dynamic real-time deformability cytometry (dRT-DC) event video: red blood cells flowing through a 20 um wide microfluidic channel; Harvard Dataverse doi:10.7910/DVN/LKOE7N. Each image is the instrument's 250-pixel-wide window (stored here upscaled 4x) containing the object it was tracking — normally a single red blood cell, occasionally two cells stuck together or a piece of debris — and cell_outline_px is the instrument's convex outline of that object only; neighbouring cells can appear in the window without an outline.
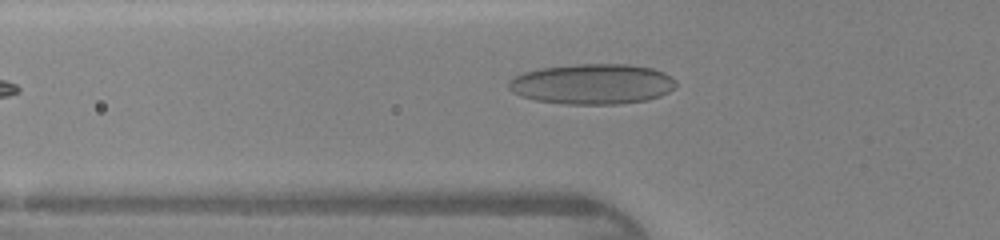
{"species": "human", "species_latin": "Homo sapiens", "temperature_condition": "warm", "stored_images_in_passage": 33, "camera_frame_rate_fps": 3000, "um_per_image_px": 0.085, "donor": {"sex": "female"}, "frame": {"image": 1, "passage_image": 4, "time_ms": 1.0, "image_size_px": [1000, 240], "cell_outline_px": [[676, 88], [660, 96], [648, 100], [616, 104], [564, 104], [536, 100], [520, 96], [512, 92], [508, 88], [508, 80], [524, 72], [540, 68], [576, 64], [628, 64], [652, 68], [664, 72], [676, 80]], "centroid_in_image_um": [50.35, 7.14], "position_along_channel_um": 75.4, "area_um2": 39.59}}
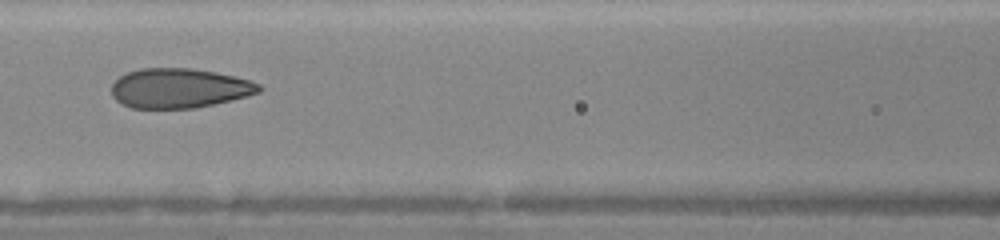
{"frame": {"image": 2, "passage_image": 9, "time_ms": 2.667, "image_size_px": [1000, 240], "cell_outline_px": [[264, 88], [260, 92], [232, 100], [196, 108], [132, 108], [116, 100], [112, 96], [112, 84], [120, 76], [128, 72], [140, 68], [192, 68], [216, 72], [248, 80], [260, 84]], "centroid_in_image_um": [15.25, 7.5], "position_along_channel_um": 151.4, "area_um2": 34.04}}
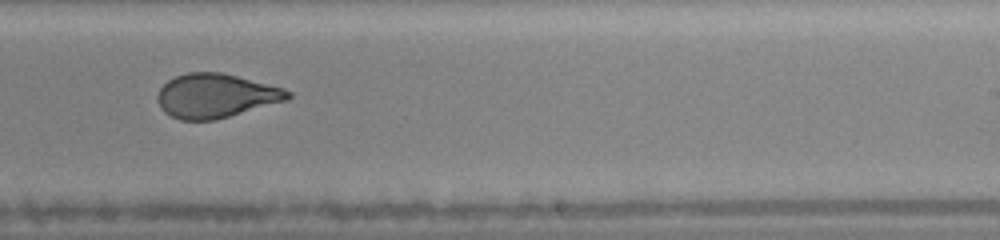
{"frame": {"image": 3, "passage_image": 17, "time_ms": 5.333, "image_size_px": [1000, 240], "cell_outline_px": [[292, 96], [288, 100], [228, 116], [212, 120], [180, 120], [164, 112], [156, 96], [160, 88], [168, 80], [176, 76], [188, 72], [220, 72], [284, 88], [292, 92]], "centroid_in_image_um": [18.34, 8.13], "position_along_channel_um": 270.7, "area_um2": 33.18}}